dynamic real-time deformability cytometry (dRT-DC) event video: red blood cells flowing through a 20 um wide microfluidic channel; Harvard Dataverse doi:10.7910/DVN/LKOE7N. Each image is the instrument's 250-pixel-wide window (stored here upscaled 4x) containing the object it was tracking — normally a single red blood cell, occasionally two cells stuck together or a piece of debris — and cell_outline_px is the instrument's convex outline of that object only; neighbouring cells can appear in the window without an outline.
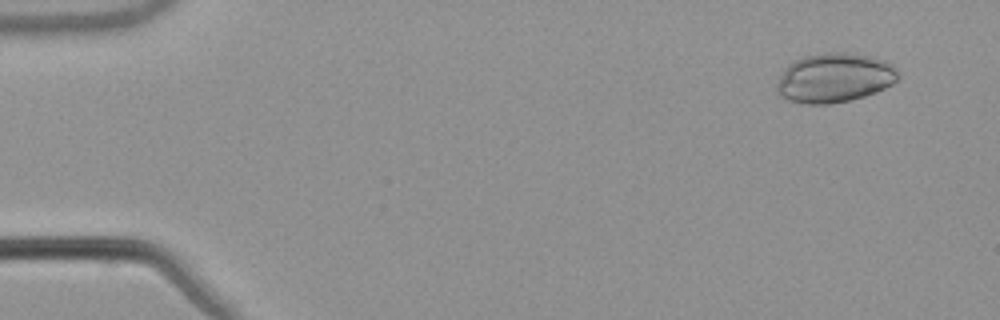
{"species": "common noctule bat (a hibernating species)", "species_latin": "Nyctalus noctula", "temperature_condition": "warm", "stored_images_in_passage": 9, "camera_frame_rate_fps": 3000, "um_per_image_px": 0.085, "animal": {"sex": "male", "body_mass_g": 21.5, "forearm_length_mm": 52.0}, "frame": {"image": 1, "passage_image": 1, "time_ms": 0.0, "image_size_px": [1000, 320], "cell_outline_px": [[900, 76], [892, 84], [876, 92], [864, 96], [832, 104], [804, 104], [788, 100], [780, 96], [776, 88], [776, 84], [784, 68], [792, 60], [804, 56], [828, 52], [844, 52], [868, 56], [892, 64], [896, 68]], "centroid_in_image_um": [70.89, 6.62], "position_along_channel_um": 14.1, "area_um2": 34.97}}